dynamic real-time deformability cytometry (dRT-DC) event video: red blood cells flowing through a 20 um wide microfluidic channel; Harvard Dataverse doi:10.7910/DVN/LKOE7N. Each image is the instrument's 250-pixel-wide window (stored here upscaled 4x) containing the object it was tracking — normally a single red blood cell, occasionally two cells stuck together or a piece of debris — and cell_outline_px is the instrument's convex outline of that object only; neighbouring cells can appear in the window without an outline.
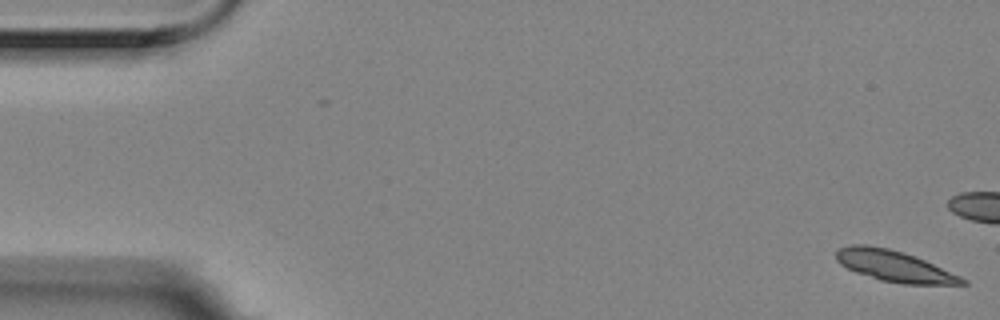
{"species": "Egyptian fruit bat (a non-hibernating species)", "species_latin": "Rousettus aegyptiacus", "temperature_condition": "room temperature", "stored_images_in_passage": 8, "camera_frame_rate_fps": 3000, "um_per_image_px": 0.085, "animal": {"sex": "female"}, "frame": {"image": 1, "passage_image": 1, "time_ms": 0.0, "image_size_px": [1000, 320], "cell_outline_px": [[968, 284], [904, 284], [880, 280], [856, 272], [840, 264], [836, 260], [836, 252], [840, 248], [852, 244], [864, 244], [888, 248], [904, 252], [924, 260], [960, 276], [968, 280]], "centroid_in_image_um": [76.0, 22.61], "position_along_channel_um": 9.0, "area_um2": 22.6}}
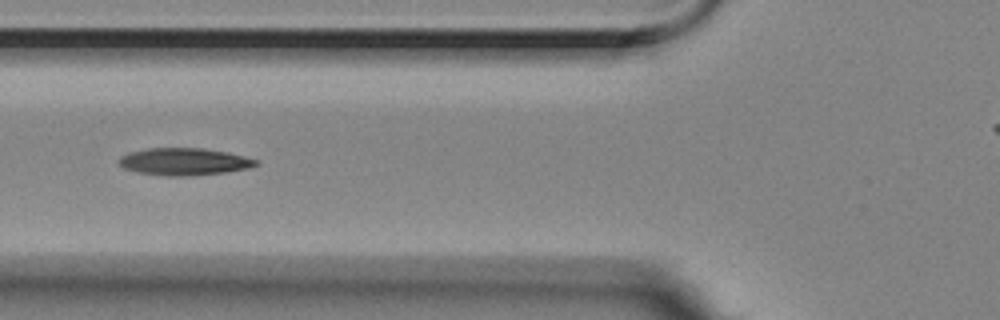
{"frame": {"image": 2, "passage_image": 7, "time_ms": 2.0, "image_size_px": [1000, 320], "cell_outline_px": [[260, 164], [248, 168], [224, 172], [188, 176], [164, 176], [136, 172], [124, 168], [116, 160], [120, 156], [128, 152], [148, 148], [204, 148], [228, 152], [260, 160]], "centroid_in_image_um": [15.64, 13.73], "position_along_channel_um": 110.2, "area_um2": 21.96}}
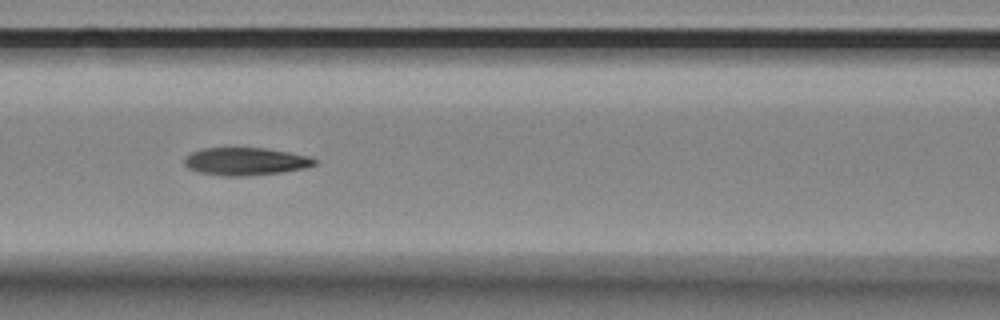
{"frame": {"image": 3, "passage_image": 8, "time_ms": 2.333, "image_size_px": [1000, 320], "cell_outline_px": [[316, 164], [304, 168], [280, 172], [248, 176], [224, 176], [200, 172], [188, 168], [184, 164], [184, 156], [200, 148], [264, 148], [288, 152], [308, 156], [316, 160]], "centroid_in_image_um": [20.82, 13.72], "position_along_channel_um": 145.8, "area_um2": 20.92}}